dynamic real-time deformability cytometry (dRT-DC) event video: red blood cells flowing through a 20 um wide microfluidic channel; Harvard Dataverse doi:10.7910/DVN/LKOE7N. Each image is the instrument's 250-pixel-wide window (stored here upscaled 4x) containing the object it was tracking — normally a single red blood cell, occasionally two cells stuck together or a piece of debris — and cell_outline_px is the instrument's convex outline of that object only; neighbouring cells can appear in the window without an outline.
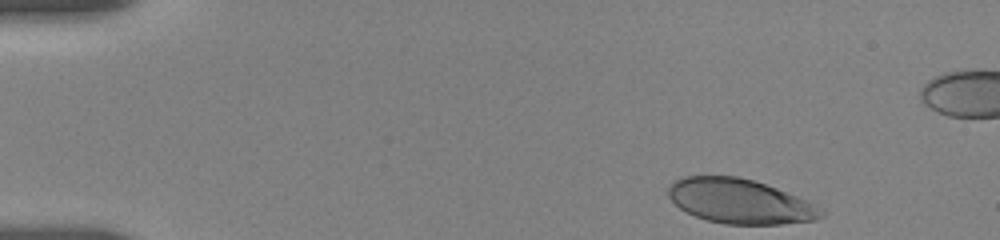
{"species": "human", "species_latin": "Homo sapiens", "temperature_condition": "room temperature", "stored_images_in_passage": 48, "camera_frame_rate_fps": 3000, "um_per_image_px": 0.085, "donor": {"sex": "female"}, "frame": {"image": 1, "passage_image": 1, "time_ms": 0.0, "image_size_px": [1000, 240], "cell_outline_px": [[824, 216], [816, 220], [780, 224], [724, 224], [708, 220], [696, 216], [680, 208], [668, 196], [668, 184], [684, 176], [736, 176], [752, 180], [776, 188], [796, 196], [812, 204], [824, 212]], "centroid_in_image_um": [62.85, 17.11], "position_along_channel_um": 22.1, "area_um2": 39.25}}
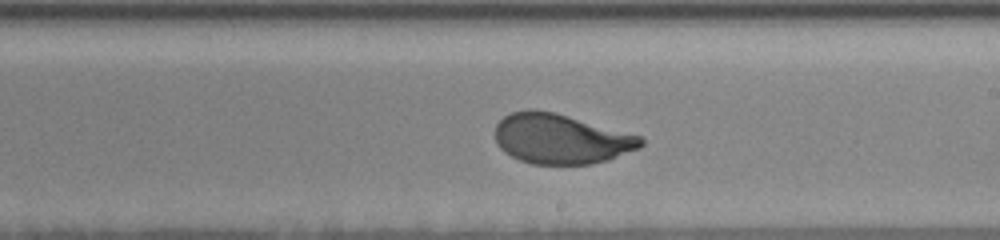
{"frame": {"image": 2, "passage_image": 32, "time_ms": 8.667, "image_size_px": [1000, 240], "cell_outline_px": [[644, 144], [640, 148], [608, 160], [592, 164], [532, 164], [520, 160], [504, 152], [496, 144], [496, 124], [504, 116], [512, 112], [528, 108], [532, 108], [552, 112], [640, 136], [644, 140]], "centroid_in_image_um": [47.65, 11.81], "position_along_channel_um": 241.4, "area_um2": 42.19}}
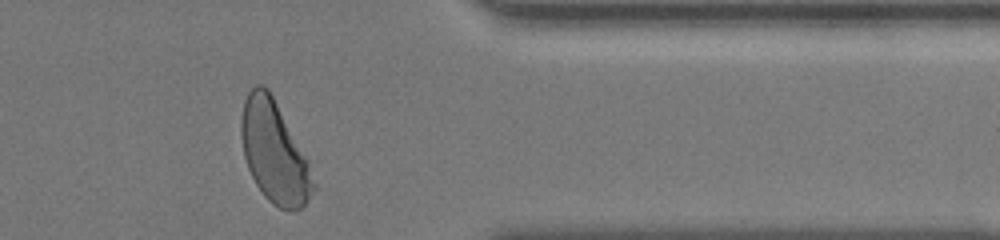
{"frame": {"image": 3, "passage_image": 47, "time_ms": 13.0, "image_size_px": [1000, 240], "cell_outline_px": [[316, 188], [308, 200], [296, 212], [292, 212], [280, 208], [272, 204], [264, 196], [256, 184], [248, 168], [244, 156], [240, 136], [240, 120], [244, 100], [248, 92], [256, 84], [264, 84], [268, 88], [308, 160], [316, 184]], "centroid_in_image_um": [23.31, 12.95], "position_along_channel_um": 388.1, "area_um2": 42.77}, "authors_computed_cell_mechanics": {"area_um2": 42.772, "velocity_mm_per_s": 3.6283, "shape_relaxation_time_tau1_ms": 3.2141, "shape_relaxation_time_tau2_ms": null, "deformation_change_tau1": 0.1668, "deformation_change_tau2": null}}